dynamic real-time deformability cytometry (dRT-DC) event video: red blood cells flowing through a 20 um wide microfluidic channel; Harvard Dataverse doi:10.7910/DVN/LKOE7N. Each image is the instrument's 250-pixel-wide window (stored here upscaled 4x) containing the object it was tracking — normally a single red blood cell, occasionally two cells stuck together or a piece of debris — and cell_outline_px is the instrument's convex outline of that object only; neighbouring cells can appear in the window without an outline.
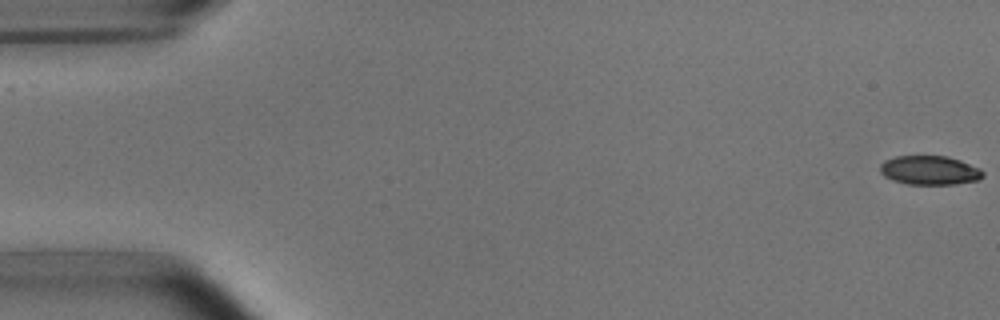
{"species": "common noctule bat (a hibernating species)", "species_latin": "Nyctalus noctula", "temperature_condition": "room temperature", "stored_images_in_passage": 2, "camera_frame_rate_fps": 3000, "um_per_image_px": 0.085, "animal": {"sex": "male", "body_mass_g": 15.6}, "frame": {"image": 1, "passage_image": 2, "time_ms": 1.0, "image_size_px": [1000, 320], "cell_outline_px": [[984, 176], [980, 180], [956, 184], [908, 184], [892, 180], [884, 176], [880, 172], [880, 164], [884, 160], [896, 156], [948, 156], [960, 160], [980, 168], [984, 172]], "centroid_in_image_um": [79.03, 14.47], "position_along_channel_um": 6.0, "area_um2": 17.57}}